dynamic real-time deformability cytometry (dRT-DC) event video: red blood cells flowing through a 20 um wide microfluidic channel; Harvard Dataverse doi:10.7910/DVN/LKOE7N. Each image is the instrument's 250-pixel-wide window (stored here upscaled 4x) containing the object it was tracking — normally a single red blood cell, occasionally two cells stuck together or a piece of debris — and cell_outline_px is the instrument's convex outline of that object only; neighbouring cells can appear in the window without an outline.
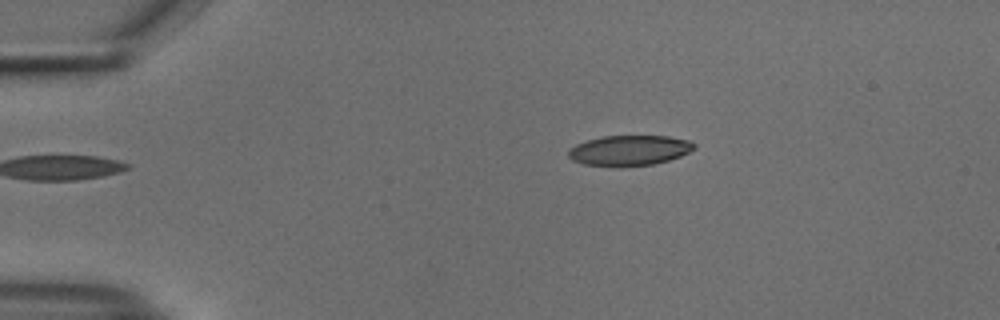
{"species": "common noctule bat (a hibernating species)", "species_latin": "Nyctalus noctula", "temperature_condition": "cold", "stored_images_in_passage": 32, "camera_frame_rate_fps": 3000, "um_per_image_px": 0.085, "animal": {"sex": "male", "body_mass_g": 18.8}, "frame": {"image": 1, "passage_image": 1, "time_ms": 0.0, "image_size_px": [1000, 320], "cell_outline_px": [[696, 148], [680, 156], [668, 160], [652, 164], [584, 164], [572, 160], [568, 156], [568, 148], [576, 144], [588, 140], [604, 136], [668, 136], [688, 140], [696, 144]], "centroid_in_image_um": [53.51, 12.74], "position_along_channel_um": 31.5, "area_um2": 21.44}}
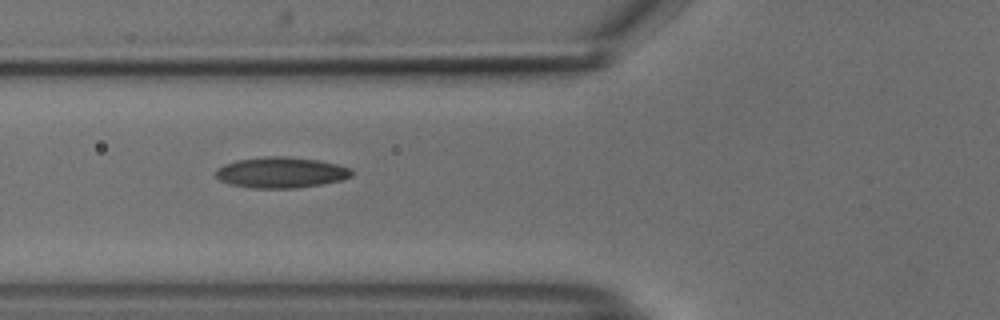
{"frame": {"image": 2, "passage_image": 11, "time_ms": 3.333, "image_size_px": [1000, 320], "cell_outline_px": [[352, 176], [340, 180], [324, 184], [296, 188], [252, 188], [232, 184], [220, 180], [216, 176], [216, 168], [224, 164], [236, 160], [268, 156], [288, 156], [316, 160], [336, 164], [348, 168], [352, 172]], "centroid_in_image_um": [23.86, 14.66], "position_along_channel_um": 101.9, "area_um2": 24.28}}
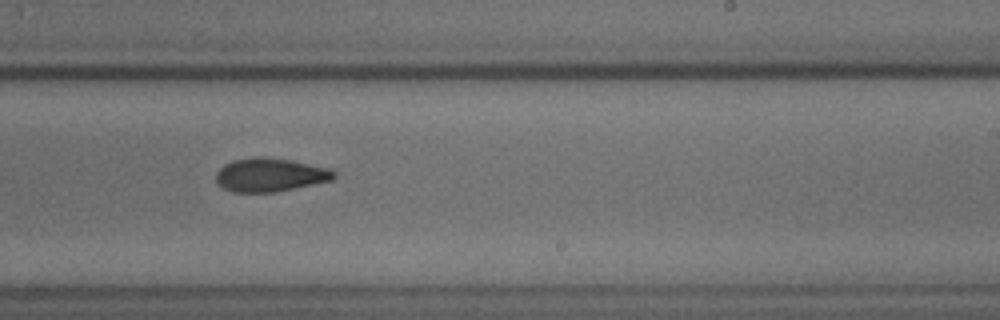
{"frame": {"image": 3, "passage_image": 24, "time_ms": 7.667, "image_size_px": [1000, 320], "cell_outline_px": [[336, 176], [332, 180], [272, 192], [232, 192], [224, 188], [216, 180], [216, 172], [224, 164], [232, 160], [252, 156], [264, 156], [292, 160], [332, 168], [336, 172]], "centroid_in_image_um": [22.96, 14.83], "position_along_channel_um": 266.0, "area_um2": 23.18}}